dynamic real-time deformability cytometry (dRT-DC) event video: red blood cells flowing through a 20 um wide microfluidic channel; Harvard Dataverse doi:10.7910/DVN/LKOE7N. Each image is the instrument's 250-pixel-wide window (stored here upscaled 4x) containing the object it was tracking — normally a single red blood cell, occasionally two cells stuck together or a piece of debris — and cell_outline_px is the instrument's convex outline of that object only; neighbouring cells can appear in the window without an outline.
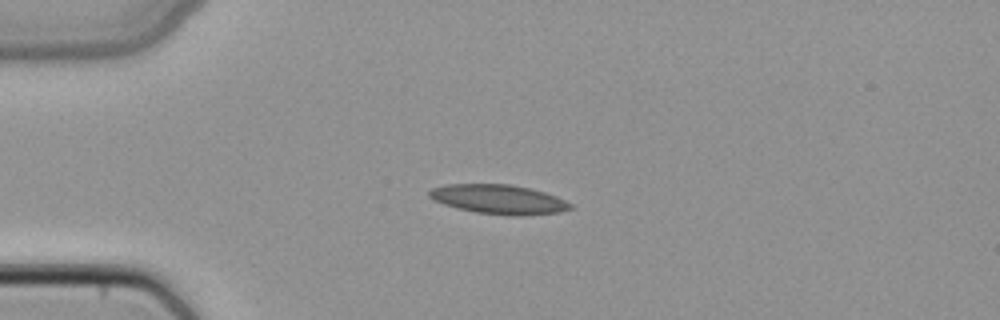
{"species": "common noctule bat (a hibernating species)", "species_latin": "Nyctalus noctula", "temperature_condition": "cold", "stored_images_in_passage": 38, "camera_frame_rate_fps": 3000, "um_per_image_px": 0.085, "animal": {"sex": "female", "body_mass_g": 22.7, "forearm_length_mm": 54.2}, "frame": {"image": 1, "passage_image": 1, "time_ms": 0.0, "image_size_px": [1000, 320], "cell_outline_px": [[576, 208], [560, 212], [524, 216], [508, 216], [476, 212], [456, 208], [432, 200], [428, 196], [428, 192], [432, 188], [444, 184], [512, 184], [544, 192], [556, 196], [572, 204]], "centroid_in_image_um": [42.4, 16.95], "position_along_channel_um": 42.6, "area_um2": 24.45}}
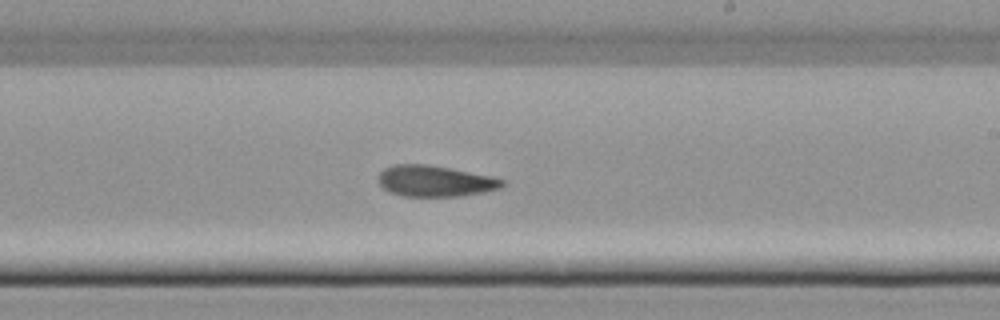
{"frame": {"image": 2, "passage_image": 18, "time_ms": 5.667, "image_size_px": [1000, 320], "cell_outline_px": [[504, 188], [484, 192], [460, 196], [404, 196], [388, 192], [380, 184], [376, 176], [384, 168], [392, 164], [428, 164], [492, 176], [504, 180]], "centroid_in_image_um": [36.96, 15.38], "position_along_channel_um": 252.0, "area_um2": 22.66}}
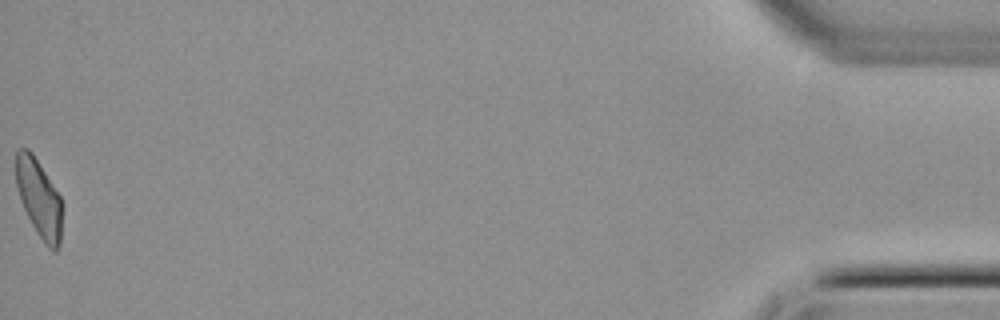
{"frame": {"image": 3, "passage_image": 38, "time_ms": 12.333, "image_size_px": [1000, 320], "cell_outline_px": [[60, 244], [56, 252], [52, 252], [44, 244], [36, 232], [20, 200], [16, 188], [16, 148], [28, 148], [32, 152], [60, 196]], "centroid_in_image_um": [3.28, 16.85], "position_along_channel_um": 431.9, "area_um2": 20.75}}